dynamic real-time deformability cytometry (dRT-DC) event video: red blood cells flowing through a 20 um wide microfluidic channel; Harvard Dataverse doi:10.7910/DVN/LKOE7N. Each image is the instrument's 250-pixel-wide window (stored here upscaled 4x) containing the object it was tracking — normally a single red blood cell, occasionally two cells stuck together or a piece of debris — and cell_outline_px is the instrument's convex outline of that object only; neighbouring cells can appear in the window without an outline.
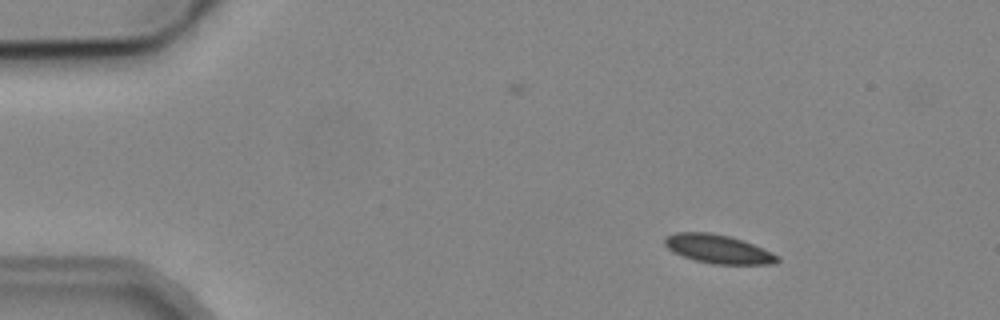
{"species": "common noctule bat (a hibernating species)", "species_latin": "Nyctalus noctula", "temperature_condition": "cold", "stored_images_in_passage": 5, "camera_frame_rate_fps": 3000, "um_per_image_px": 0.085, "animal": {"sex": "male", "body_mass_g": 19.2, "forearm_length_mm": 51.8}, "frame": {"image": 1, "passage_image": 2, "time_ms": 2.333, "image_size_px": [1000, 320], "cell_outline_px": [[780, 260], [776, 264], [712, 264], [696, 260], [684, 256], [668, 248], [664, 244], [664, 240], [668, 236], [676, 232], [712, 232], [744, 240], [764, 248], [780, 256]], "centroid_in_image_um": [61.12, 21.16], "position_along_channel_um": 23.9, "area_um2": 18.84}}